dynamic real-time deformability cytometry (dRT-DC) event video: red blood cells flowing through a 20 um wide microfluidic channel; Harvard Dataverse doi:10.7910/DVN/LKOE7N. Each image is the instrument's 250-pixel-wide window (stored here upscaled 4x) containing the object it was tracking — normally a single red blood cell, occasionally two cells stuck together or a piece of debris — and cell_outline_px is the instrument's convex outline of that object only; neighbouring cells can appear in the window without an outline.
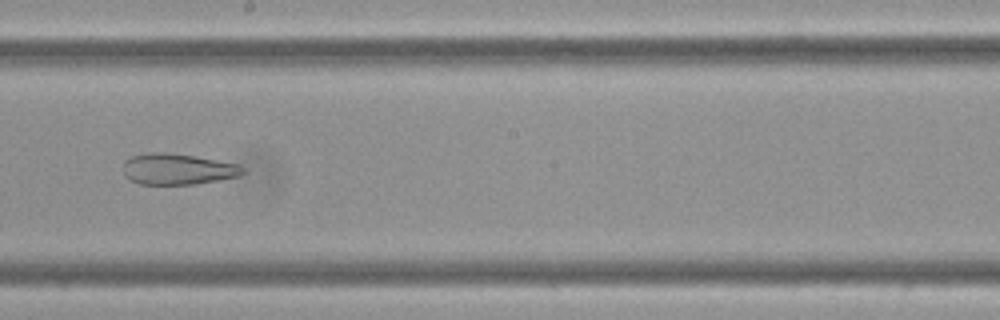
{"species": "Egyptian fruit bat (a non-hibernating species)", "species_latin": "Rousettus aegyptiacus", "temperature_condition": "cold", "stored_images_in_passage": 58, "camera_frame_rate_fps": 3000, "um_per_image_px": 0.085, "frame": {"image": 1, "passage_image": 34, "time_ms": 11.0, "image_size_px": [1000, 320], "cell_outline_px": [[244, 172], [240, 176], [196, 184], [140, 184], [128, 180], [124, 176], [124, 160], [132, 156], [148, 152], [168, 152], [196, 156], [240, 164], [244, 168]], "centroid_in_image_um": [15.1, 14.37], "position_along_channel_um": 233.1, "area_um2": 21.91}}
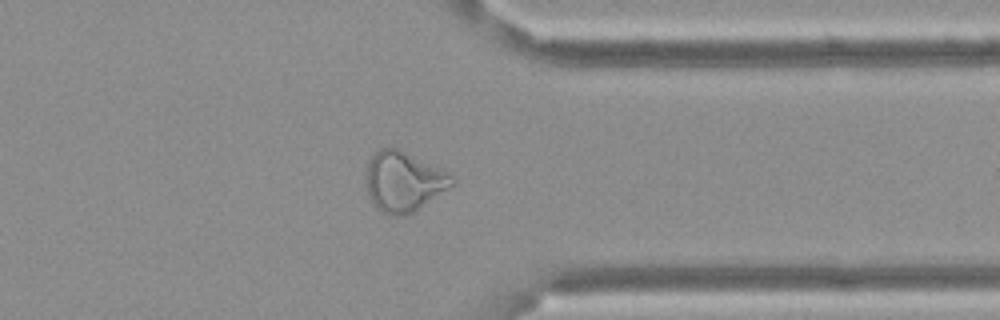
{"frame": {"image": 2, "passage_image": 47, "time_ms": 15.333, "image_size_px": [1000, 320], "cell_outline_px": [[456, 184], [420, 208], [404, 216], [400, 216], [384, 212], [376, 208], [372, 204], [368, 192], [364, 172], [372, 156], [380, 148], [400, 148], [448, 172], [456, 180]], "centroid_in_image_um": [34.32, 15.42], "position_along_channel_um": 377.1, "area_um2": 30.23}}
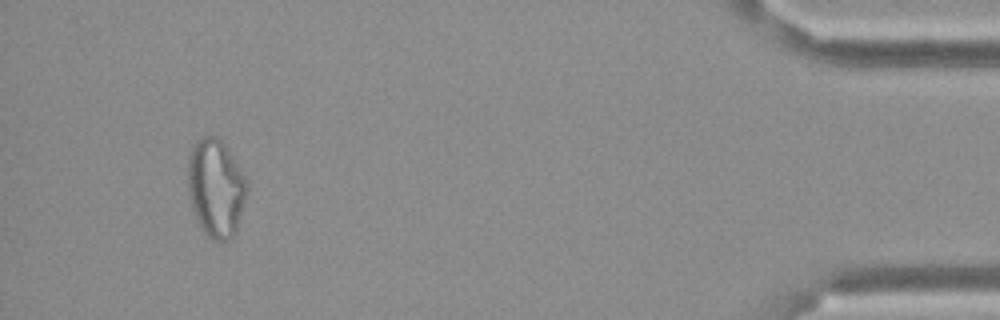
{"frame": {"image": 3, "passage_image": 56, "time_ms": 18.333, "image_size_px": [1000, 320], "cell_outline_px": [[248, 188], [236, 232], [228, 240], [220, 244], [212, 240], [204, 232], [196, 220], [188, 196], [188, 156], [196, 140], [200, 136], [216, 136], [224, 144], [232, 156], [244, 176], [248, 184]], "centroid_in_image_um": [18.33, 16.01], "position_along_channel_um": 416.9, "area_um2": 33.93}}